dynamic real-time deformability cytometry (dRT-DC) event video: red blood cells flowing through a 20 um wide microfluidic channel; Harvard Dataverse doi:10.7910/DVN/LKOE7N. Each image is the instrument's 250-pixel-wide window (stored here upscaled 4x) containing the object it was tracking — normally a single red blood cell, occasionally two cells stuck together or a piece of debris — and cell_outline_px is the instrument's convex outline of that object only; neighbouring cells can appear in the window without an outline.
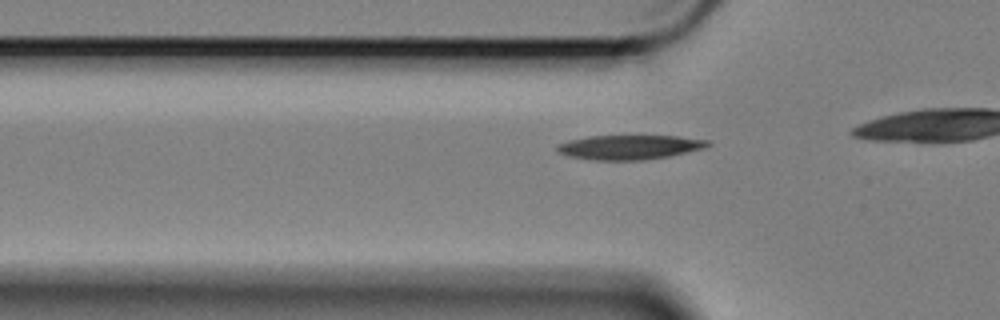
{"species": "Egyptian fruit bat (a non-hibernating species)", "species_latin": "Rousettus aegyptiacus", "temperature_condition": "cold", "stored_images_in_passage": 9, "camera_frame_rate_fps": 3000, "um_per_image_px": 0.085, "animal": {"sex": "female"}, "frame": {"image": 1, "passage_image": 3, "time_ms": 0.667, "image_size_px": [1000, 320], "cell_outline_px": [[712, 144], [704, 148], [668, 156], [640, 160], [596, 160], [572, 156], [556, 152], [556, 144], [568, 140], [588, 136], [680, 136], [712, 140]], "centroid_in_image_um": [53.52, 12.49], "position_along_channel_um": 72.3, "area_um2": 21.44}}
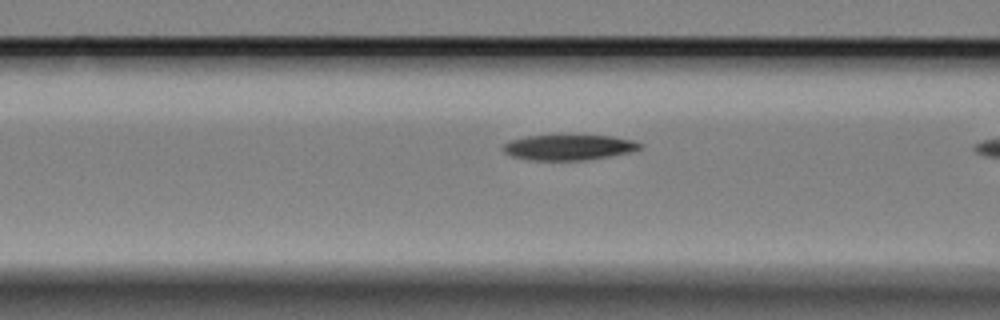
{"frame": {"image": 2, "passage_image": 7, "time_ms": 2.0, "image_size_px": [1000, 320], "cell_outline_px": [[644, 144], [640, 148], [632, 152], [584, 160], [528, 160], [512, 156], [504, 152], [504, 144], [508, 140], [528, 136], [612, 136], [632, 140]], "centroid_in_image_um": [48.34, 12.53], "position_along_channel_um": 118.3, "area_um2": 20.06}}